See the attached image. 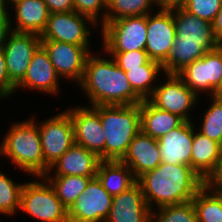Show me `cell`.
<instances>
[{
  "label": "cell",
  "mask_w": 222,
  "mask_h": 222,
  "mask_svg": "<svg viewBox=\"0 0 222 222\" xmlns=\"http://www.w3.org/2000/svg\"><path fill=\"white\" fill-rule=\"evenodd\" d=\"M136 182L141 186L146 204L151 210L163 206L192 201L205 181L189 165L161 162L155 169L141 175Z\"/></svg>",
  "instance_id": "1"
},
{
  "label": "cell",
  "mask_w": 222,
  "mask_h": 222,
  "mask_svg": "<svg viewBox=\"0 0 222 222\" xmlns=\"http://www.w3.org/2000/svg\"><path fill=\"white\" fill-rule=\"evenodd\" d=\"M111 59L90 53L78 84L90 99L89 106L140 104L143 99L133 90L125 71Z\"/></svg>",
  "instance_id": "2"
},
{
  "label": "cell",
  "mask_w": 222,
  "mask_h": 222,
  "mask_svg": "<svg viewBox=\"0 0 222 222\" xmlns=\"http://www.w3.org/2000/svg\"><path fill=\"white\" fill-rule=\"evenodd\" d=\"M173 11L176 37L171 52L162 65L165 74H177L186 65L216 49L212 23L196 17L184 8Z\"/></svg>",
  "instance_id": "3"
},
{
  "label": "cell",
  "mask_w": 222,
  "mask_h": 222,
  "mask_svg": "<svg viewBox=\"0 0 222 222\" xmlns=\"http://www.w3.org/2000/svg\"><path fill=\"white\" fill-rule=\"evenodd\" d=\"M105 135L104 160H122L140 132V104L92 106Z\"/></svg>",
  "instance_id": "4"
},
{
  "label": "cell",
  "mask_w": 222,
  "mask_h": 222,
  "mask_svg": "<svg viewBox=\"0 0 222 222\" xmlns=\"http://www.w3.org/2000/svg\"><path fill=\"white\" fill-rule=\"evenodd\" d=\"M12 124L1 141L2 157H8L14 166L29 173V176H44L45 160L34 117Z\"/></svg>",
  "instance_id": "5"
},
{
  "label": "cell",
  "mask_w": 222,
  "mask_h": 222,
  "mask_svg": "<svg viewBox=\"0 0 222 222\" xmlns=\"http://www.w3.org/2000/svg\"><path fill=\"white\" fill-rule=\"evenodd\" d=\"M41 181L25 182L20 195V209L42 222H69L68 208L57 197L56 192L44 177Z\"/></svg>",
  "instance_id": "6"
},
{
  "label": "cell",
  "mask_w": 222,
  "mask_h": 222,
  "mask_svg": "<svg viewBox=\"0 0 222 222\" xmlns=\"http://www.w3.org/2000/svg\"><path fill=\"white\" fill-rule=\"evenodd\" d=\"M177 75L198 97L200 92L210 97L222 96V44L180 70Z\"/></svg>",
  "instance_id": "7"
},
{
  "label": "cell",
  "mask_w": 222,
  "mask_h": 222,
  "mask_svg": "<svg viewBox=\"0 0 222 222\" xmlns=\"http://www.w3.org/2000/svg\"><path fill=\"white\" fill-rule=\"evenodd\" d=\"M147 15L105 22L101 27L103 51L127 52L145 50Z\"/></svg>",
  "instance_id": "8"
},
{
  "label": "cell",
  "mask_w": 222,
  "mask_h": 222,
  "mask_svg": "<svg viewBox=\"0 0 222 222\" xmlns=\"http://www.w3.org/2000/svg\"><path fill=\"white\" fill-rule=\"evenodd\" d=\"M38 125L45 160V174L74 143V129L69 113L65 110Z\"/></svg>",
  "instance_id": "9"
},
{
  "label": "cell",
  "mask_w": 222,
  "mask_h": 222,
  "mask_svg": "<svg viewBox=\"0 0 222 222\" xmlns=\"http://www.w3.org/2000/svg\"><path fill=\"white\" fill-rule=\"evenodd\" d=\"M88 23L94 27L97 26L91 18L75 11L51 13L40 39L90 46L89 39L92 31Z\"/></svg>",
  "instance_id": "10"
},
{
  "label": "cell",
  "mask_w": 222,
  "mask_h": 222,
  "mask_svg": "<svg viewBox=\"0 0 222 222\" xmlns=\"http://www.w3.org/2000/svg\"><path fill=\"white\" fill-rule=\"evenodd\" d=\"M164 75L167 77L166 81L158 82L148 100L159 109L176 114L185 121H192L189 112L197 105L200 97H197L177 74Z\"/></svg>",
  "instance_id": "11"
},
{
  "label": "cell",
  "mask_w": 222,
  "mask_h": 222,
  "mask_svg": "<svg viewBox=\"0 0 222 222\" xmlns=\"http://www.w3.org/2000/svg\"><path fill=\"white\" fill-rule=\"evenodd\" d=\"M112 200L113 196L102 186L98 178H92L86 189L69 207V222H105Z\"/></svg>",
  "instance_id": "12"
},
{
  "label": "cell",
  "mask_w": 222,
  "mask_h": 222,
  "mask_svg": "<svg viewBox=\"0 0 222 222\" xmlns=\"http://www.w3.org/2000/svg\"><path fill=\"white\" fill-rule=\"evenodd\" d=\"M41 46L48 53L51 63L61 78L81 82L85 63L91 53L90 46H79L54 40H41Z\"/></svg>",
  "instance_id": "13"
},
{
  "label": "cell",
  "mask_w": 222,
  "mask_h": 222,
  "mask_svg": "<svg viewBox=\"0 0 222 222\" xmlns=\"http://www.w3.org/2000/svg\"><path fill=\"white\" fill-rule=\"evenodd\" d=\"M41 46L40 35L11 31L3 47L10 81L17 86L25 77L33 54Z\"/></svg>",
  "instance_id": "14"
},
{
  "label": "cell",
  "mask_w": 222,
  "mask_h": 222,
  "mask_svg": "<svg viewBox=\"0 0 222 222\" xmlns=\"http://www.w3.org/2000/svg\"><path fill=\"white\" fill-rule=\"evenodd\" d=\"M156 12V14H154V11L147 14L145 51L150 60L163 65L173 47L176 31L173 11L158 10Z\"/></svg>",
  "instance_id": "15"
},
{
  "label": "cell",
  "mask_w": 222,
  "mask_h": 222,
  "mask_svg": "<svg viewBox=\"0 0 222 222\" xmlns=\"http://www.w3.org/2000/svg\"><path fill=\"white\" fill-rule=\"evenodd\" d=\"M66 111L73 124L75 143L104 160L105 135L99 113L92 106L82 105Z\"/></svg>",
  "instance_id": "16"
},
{
  "label": "cell",
  "mask_w": 222,
  "mask_h": 222,
  "mask_svg": "<svg viewBox=\"0 0 222 222\" xmlns=\"http://www.w3.org/2000/svg\"><path fill=\"white\" fill-rule=\"evenodd\" d=\"M48 53L40 46L33 54L23 80L16 86L19 88L42 91L48 95H57L60 91L59 80Z\"/></svg>",
  "instance_id": "17"
},
{
  "label": "cell",
  "mask_w": 222,
  "mask_h": 222,
  "mask_svg": "<svg viewBox=\"0 0 222 222\" xmlns=\"http://www.w3.org/2000/svg\"><path fill=\"white\" fill-rule=\"evenodd\" d=\"M151 212L141 186L136 182L127 191L113 196L105 222H150Z\"/></svg>",
  "instance_id": "18"
},
{
  "label": "cell",
  "mask_w": 222,
  "mask_h": 222,
  "mask_svg": "<svg viewBox=\"0 0 222 222\" xmlns=\"http://www.w3.org/2000/svg\"><path fill=\"white\" fill-rule=\"evenodd\" d=\"M161 162L191 166L193 122L184 121L179 127L157 139Z\"/></svg>",
  "instance_id": "19"
},
{
  "label": "cell",
  "mask_w": 222,
  "mask_h": 222,
  "mask_svg": "<svg viewBox=\"0 0 222 222\" xmlns=\"http://www.w3.org/2000/svg\"><path fill=\"white\" fill-rule=\"evenodd\" d=\"M101 159L83 146L74 143L59 159H57L44 176H85L96 177ZM53 175H51V171ZM55 172V173H54Z\"/></svg>",
  "instance_id": "20"
},
{
  "label": "cell",
  "mask_w": 222,
  "mask_h": 222,
  "mask_svg": "<svg viewBox=\"0 0 222 222\" xmlns=\"http://www.w3.org/2000/svg\"><path fill=\"white\" fill-rule=\"evenodd\" d=\"M121 161L131 169L137 180L141 175L155 169L161 163L158 140L140 130Z\"/></svg>",
  "instance_id": "21"
},
{
  "label": "cell",
  "mask_w": 222,
  "mask_h": 222,
  "mask_svg": "<svg viewBox=\"0 0 222 222\" xmlns=\"http://www.w3.org/2000/svg\"><path fill=\"white\" fill-rule=\"evenodd\" d=\"M10 5L14 7L16 13L15 24L10 21L12 31L41 35L50 15L43 0H16Z\"/></svg>",
  "instance_id": "22"
},
{
  "label": "cell",
  "mask_w": 222,
  "mask_h": 222,
  "mask_svg": "<svg viewBox=\"0 0 222 222\" xmlns=\"http://www.w3.org/2000/svg\"><path fill=\"white\" fill-rule=\"evenodd\" d=\"M193 123V143L191 150V167L206 181L216 170L222 160L220 144L196 132Z\"/></svg>",
  "instance_id": "23"
},
{
  "label": "cell",
  "mask_w": 222,
  "mask_h": 222,
  "mask_svg": "<svg viewBox=\"0 0 222 222\" xmlns=\"http://www.w3.org/2000/svg\"><path fill=\"white\" fill-rule=\"evenodd\" d=\"M184 121L176 114L155 107L148 99L140 103L141 131L154 139L179 127Z\"/></svg>",
  "instance_id": "24"
},
{
  "label": "cell",
  "mask_w": 222,
  "mask_h": 222,
  "mask_svg": "<svg viewBox=\"0 0 222 222\" xmlns=\"http://www.w3.org/2000/svg\"><path fill=\"white\" fill-rule=\"evenodd\" d=\"M96 177L112 196L127 191L136 183L131 169L121 160H101Z\"/></svg>",
  "instance_id": "25"
},
{
  "label": "cell",
  "mask_w": 222,
  "mask_h": 222,
  "mask_svg": "<svg viewBox=\"0 0 222 222\" xmlns=\"http://www.w3.org/2000/svg\"><path fill=\"white\" fill-rule=\"evenodd\" d=\"M160 72L164 73L162 65L152 60H150L146 65L140 66V68L125 71L133 90L143 100H147L152 95L155 87L158 85L157 82L159 81L157 80L160 76Z\"/></svg>",
  "instance_id": "26"
},
{
  "label": "cell",
  "mask_w": 222,
  "mask_h": 222,
  "mask_svg": "<svg viewBox=\"0 0 222 222\" xmlns=\"http://www.w3.org/2000/svg\"><path fill=\"white\" fill-rule=\"evenodd\" d=\"M44 177L52 185L57 197L68 209L86 189L89 181L95 178L75 175Z\"/></svg>",
  "instance_id": "27"
},
{
  "label": "cell",
  "mask_w": 222,
  "mask_h": 222,
  "mask_svg": "<svg viewBox=\"0 0 222 222\" xmlns=\"http://www.w3.org/2000/svg\"><path fill=\"white\" fill-rule=\"evenodd\" d=\"M198 222H222V195L214 193L206 184L192 199Z\"/></svg>",
  "instance_id": "28"
},
{
  "label": "cell",
  "mask_w": 222,
  "mask_h": 222,
  "mask_svg": "<svg viewBox=\"0 0 222 222\" xmlns=\"http://www.w3.org/2000/svg\"><path fill=\"white\" fill-rule=\"evenodd\" d=\"M154 5L155 0H107L105 22L151 14Z\"/></svg>",
  "instance_id": "29"
},
{
  "label": "cell",
  "mask_w": 222,
  "mask_h": 222,
  "mask_svg": "<svg viewBox=\"0 0 222 222\" xmlns=\"http://www.w3.org/2000/svg\"><path fill=\"white\" fill-rule=\"evenodd\" d=\"M150 222H198L197 212L192 201L163 206L152 210Z\"/></svg>",
  "instance_id": "30"
},
{
  "label": "cell",
  "mask_w": 222,
  "mask_h": 222,
  "mask_svg": "<svg viewBox=\"0 0 222 222\" xmlns=\"http://www.w3.org/2000/svg\"><path fill=\"white\" fill-rule=\"evenodd\" d=\"M211 105L204 112L199 132L220 144L222 140V96L209 97Z\"/></svg>",
  "instance_id": "31"
},
{
  "label": "cell",
  "mask_w": 222,
  "mask_h": 222,
  "mask_svg": "<svg viewBox=\"0 0 222 222\" xmlns=\"http://www.w3.org/2000/svg\"><path fill=\"white\" fill-rule=\"evenodd\" d=\"M8 174L0 171V214L13 216L20 209V195L24 182L13 181Z\"/></svg>",
  "instance_id": "32"
},
{
  "label": "cell",
  "mask_w": 222,
  "mask_h": 222,
  "mask_svg": "<svg viewBox=\"0 0 222 222\" xmlns=\"http://www.w3.org/2000/svg\"><path fill=\"white\" fill-rule=\"evenodd\" d=\"M105 53L110 55L116 62L117 66L123 71L140 68V66L146 65L150 61V58L145 50Z\"/></svg>",
  "instance_id": "33"
},
{
  "label": "cell",
  "mask_w": 222,
  "mask_h": 222,
  "mask_svg": "<svg viewBox=\"0 0 222 222\" xmlns=\"http://www.w3.org/2000/svg\"><path fill=\"white\" fill-rule=\"evenodd\" d=\"M221 5L222 0H187L184 9L196 17L212 23Z\"/></svg>",
  "instance_id": "34"
},
{
  "label": "cell",
  "mask_w": 222,
  "mask_h": 222,
  "mask_svg": "<svg viewBox=\"0 0 222 222\" xmlns=\"http://www.w3.org/2000/svg\"><path fill=\"white\" fill-rule=\"evenodd\" d=\"M74 9L75 12L91 18L97 25L100 22L99 20H102L99 23L102 26L105 23L107 0H74ZM102 10H104V13H102ZM100 13L103 14L102 17Z\"/></svg>",
  "instance_id": "35"
},
{
  "label": "cell",
  "mask_w": 222,
  "mask_h": 222,
  "mask_svg": "<svg viewBox=\"0 0 222 222\" xmlns=\"http://www.w3.org/2000/svg\"><path fill=\"white\" fill-rule=\"evenodd\" d=\"M16 86L10 81L6 69V60L3 49H0V98L6 99L15 92Z\"/></svg>",
  "instance_id": "36"
},
{
  "label": "cell",
  "mask_w": 222,
  "mask_h": 222,
  "mask_svg": "<svg viewBox=\"0 0 222 222\" xmlns=\"http://www.w3.org/2000/svg\"><path fill=\"white\" fill-rule=\"evenodd\" d=\"M5 5L0 6V49H3L9 33L12 31L10 21L12 16Z\"/></svg>",
  "instance_id": "37"
},
{
  "label": "cell",
  "mask_w": 222,
  "mask_h": 222,
  "mask_svg": "<svg viewBox=\"0 0 222 222\" xmlns=\"http://www.w3.org/2000/svg\"><path fill=\"white\" fill-rule=\"evenodd\" d=\"M51 13L72 12L74 9V0H43Z\"/></svg>",
  "instance_id": "38"
},
{
  "label": "cell",
  "mask_w": 222,
  "mask_h": 222,
  "mask_svg": "<svg viewBox=\"0 0 222 222\" xmlns=\"http://www.w3.org/2000/svg\"><path fill=\"white\" fill-rule=\"evenodd\" d=\"M205 184L216 194L222 195V160L215 172L205 181Z\"/></svg>",
  "instance_id": "39"
},
{
  "label": "cell",
  "mask_w": 222,
  "mask_h": 222,
  "mask_svg": "<svg viewBox=\"0 0 222 222\" xmlns=\"http://www.w3.org/2000/svg\"><path fill=\"white\" fill-rule=\"evenodd\" d=\"M187 0H155V5L160 8L157 10L172 11L178 8H184Z\"/></svg>",
  "instance_id": "40"
},
{
  "label": "cell",
  "mask_w": 222,
  "mask_h": 222,
  "mask_svg": "<svg viewBox=\"0 0 222 222\" xmlns=\"http://www.w3.org/2000/svg\"><path fill=\"white\" fill-rule=\"evenodd\" d=\"M212 28L214 36L217 42L221 45L222 44V5L212 22Z\"/></svg>",
  "instance_id": "41"
},
{
  "label": "cell",
  "mask_w": 222,
  "mask_h": 222,
  "mask_svg": "<svg viewBox=\"0 0 222 222\" xmlns=\"http://www.w3.org/2000/svg\"><path fill=\"white\" fill-rule=\"evenodd\" d=\"M2 4L5 5L6 7H8L12 2L16 1V0H1ZM8 5V6H7Z\"/></svg>",
  "instance_id": "42"
},
{
  "label": "cell",
  "mask_w": 222,
  "mask_h": 222,
  "mask_svg": "<svg viewBox=\"0 0 222 222\" xmlns=\"http://www.w3.org/2000/svg\"><path fill=\"white\" fill-rule=\"evenodd\" d=\"M2 154V147H1V143H0V156Z\"/></svg>",
  "instance_id": "43"
},
{
  "label": "cell",
  "mask_w": 222,
  "mask_h": 222,
  "mask_svg": "<svg viewBox=\"0 0 222 222\" xmlns=\"http://www.w3.org/2000/svg\"><path fill=\"white\" fill-rule=\"evenodd\" d=\"M220 149H221V152H222V140L220 142Z\"/></svg>",
  "instance_id": "44"
}]
</instances>
